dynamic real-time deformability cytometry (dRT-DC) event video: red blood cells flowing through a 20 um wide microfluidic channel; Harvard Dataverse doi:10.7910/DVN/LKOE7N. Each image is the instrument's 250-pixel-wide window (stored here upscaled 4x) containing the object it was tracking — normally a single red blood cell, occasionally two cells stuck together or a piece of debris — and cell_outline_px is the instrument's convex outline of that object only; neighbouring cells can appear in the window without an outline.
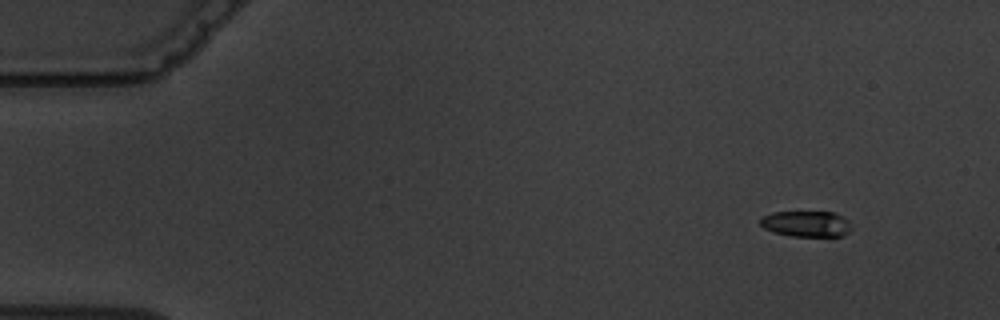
{"species": "common noctule bat (a hibernating species)", "species_latin": "Nyctalus noctula", "temperature_condition": "warm", "stored_images_in_passage": 8, "camera_frame_rate_fps": 3000, "um_per_image_px": 0.085, "animal": {"sex": "male", "body_mass_g": 19.5, "forearm_length_mm": 54.6}, "frame": {"image": 1, "passage_image": 1, "time_ms": 0.0, "image_size_px": [1000, 320], "cell_outline_px": [[852, 228], [844, 236], [832, 240], [792, 236], [776, 232], [764, 228], [760, 224], [760, 216], [772, 212], [832, 212], [844, 216], [848, 220]], "centroid_in_image_um": [68.62, 19.08], "position_along_channel_um": 16.4, "area_um2": 14.57}}
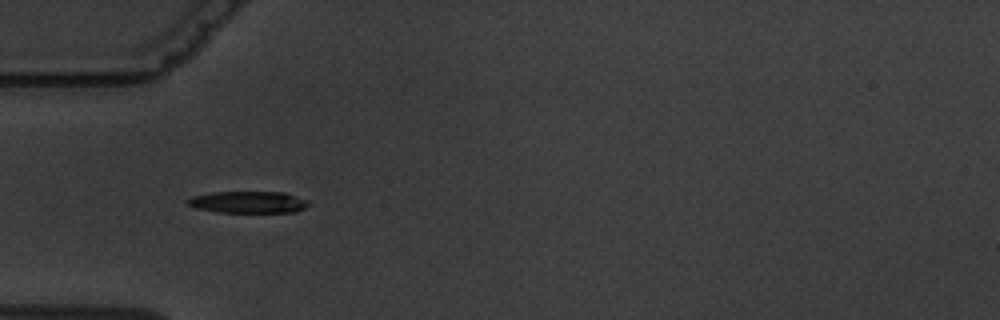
{"frame": {"image": 2, "passage_image": 5, "time_ms": 4.333, "image_size_px": [1000, 320], "cell_outline_px": [[308, 204], [304, 208], [296, 212], [216, 212], [196, 208], [188, 204], [184, 200], [192, 196], [212, 192], [284, 192], [308, 200]], "centroid_in_image_um": [21.07, 17.18], "position_along_channel_um": 63.9, "area_um2": 15.37}}
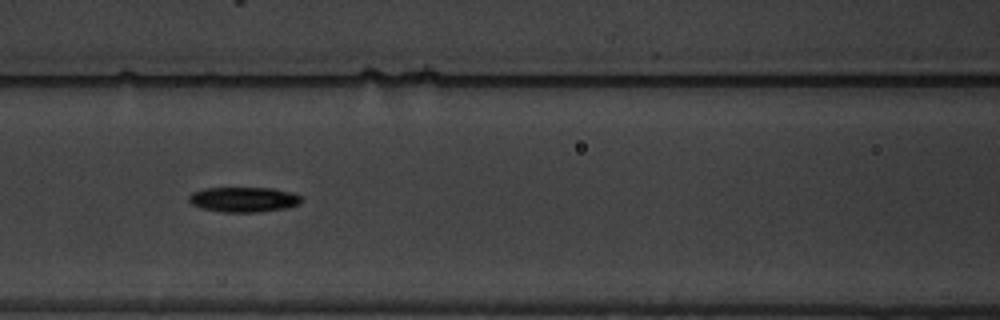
{"frame": {"image": 3, "passage_image": 7, "time_ms": 6.667, "image_size_px": [1000, 320], "cell_outline_px": [[300, 204], [288, 208], [260, 212], [220, 212], [200, 208], [192, 204], [188, 200], [188, 196], [192, 192], [204, 188], [272, 188], [292, 192], [300, 196]], "centroid_in_image_um": [20.69, 16.96], "position_along_channel_um": 145.9, "area_um2": 16.59}}